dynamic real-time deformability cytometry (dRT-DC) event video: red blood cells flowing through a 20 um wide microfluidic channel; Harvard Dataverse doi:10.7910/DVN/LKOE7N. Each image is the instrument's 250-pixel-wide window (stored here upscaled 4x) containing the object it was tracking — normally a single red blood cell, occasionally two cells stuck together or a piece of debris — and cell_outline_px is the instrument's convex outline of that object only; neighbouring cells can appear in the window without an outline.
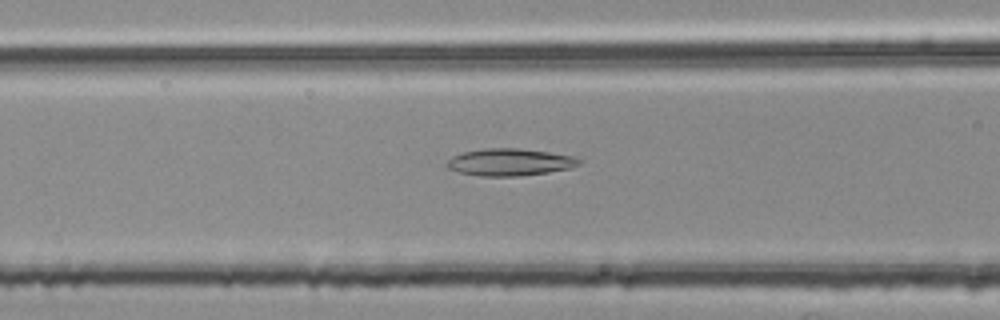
{"species": "common noctule bat (a hibernating species)", "species_latin": "Nyctalus noctula", "temperature_condition": "room temperature", "stored_images_in_passage": 39, "camera_frame_rate_fps": 3000, "um_per_image_px": 0.085, "animal": {"sex": "female", "body_mass_g": 25.1}, "frame": {"image": 1, "passage_image": 13, "time_ms": 4.0, "image_size_px": [1000, 320], "cell_outline_px": [[584, 160], [580, 164], [568, 168], [548, 172], [520, 176], [480, 176], [460, 172], [448, 168], [448, 160], [452, 156], [464, 152], [484, 148], [520, 148], [548, 152], [572, 156]], "centroid_in_image_um": [43.35, 13.78], "position_along_channel_um": 123.3, "area_um2": 20.75}}
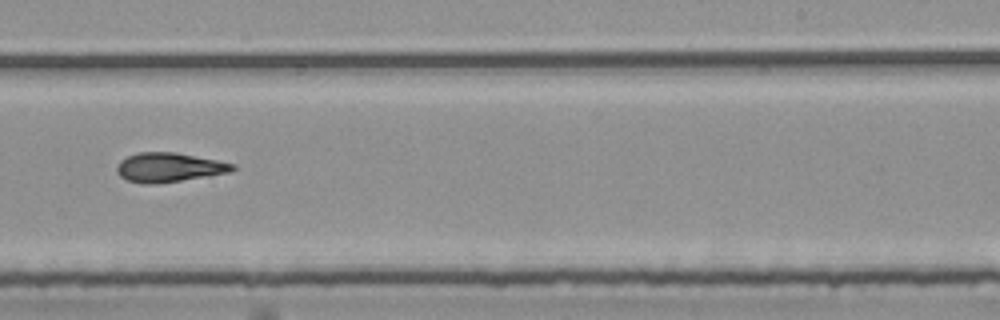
{"frame": {"image": 2, "passage_image": 25, "time_ms": 8.0, "image_size_px": [1000, 320], "cell_outline_px": [[236, 168], [228, 172], [156, 184], [140, 184], [128, 180], [120, 176], [116, 172], [116, 168], [120, 160], [128, 156], [140, 152], [176, 152], [236, 164]], "centroid_in_image_um": [14.31, 14.22], "position_along_channel_um": 274.7, "area_um2": 19.54}}
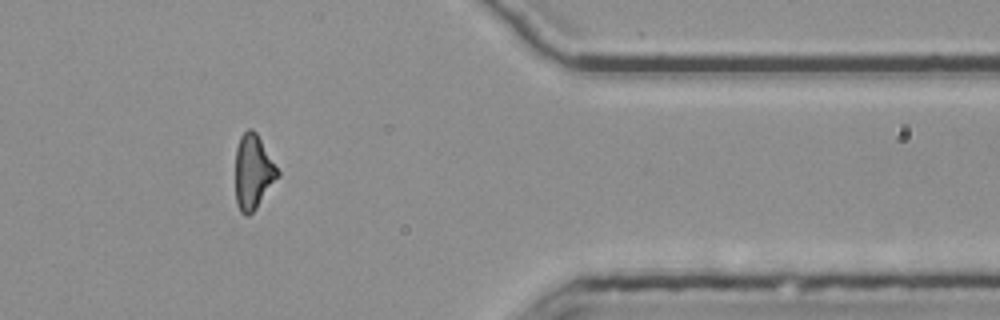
{"frame": {"image": 3, "passage_image": 36, "time_ms": 11.667, "image_size_px": [1000, 320], "cell_outline_px": [[280, 176], [256, 208], [248, 216], [244, 216], [240, 212], [236, 204], [236, 148], [240, 136], [248, 128], [252, 128], [256, 132], [280, 172]], "centroid_in_image_um": [21.52, 14.63], "position_along_channel_um": 389.9, "area_um2": 18.44}, "authors_computed_cell_mechanics": {"area_um2": 19.652, "velocity_mm_per_s": 3.7887, "shape_relaxation_time_tau1_ms": null, "shape_relaxation_time_tau2_ms": 4.4427, "deformation_change_tau1": null, "deformation_change_tau2": 0.1581}}